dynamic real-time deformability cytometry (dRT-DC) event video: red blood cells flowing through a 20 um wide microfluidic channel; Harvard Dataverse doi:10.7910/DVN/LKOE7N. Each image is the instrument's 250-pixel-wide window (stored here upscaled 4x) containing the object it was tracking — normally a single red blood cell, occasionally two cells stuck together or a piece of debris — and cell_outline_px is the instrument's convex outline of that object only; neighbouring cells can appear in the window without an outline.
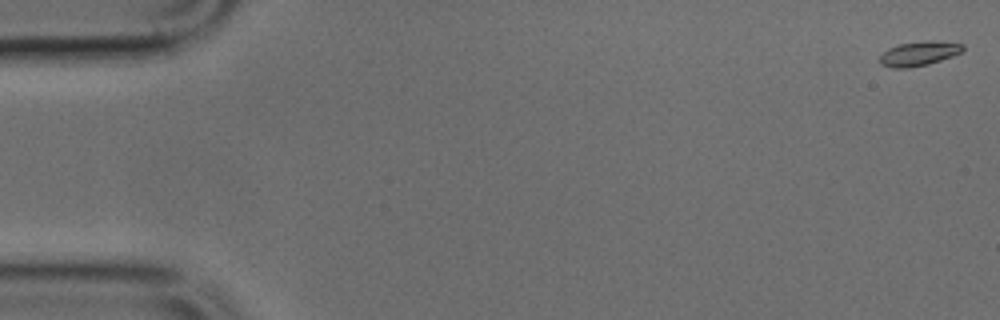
{"species": "common noctule bat (a hibernating species)", "species_latin": "Nyctalus noctula", "temperature_condition": "cold", "stored_images_in_passage": 17, "camera_frame_rate_fps": 3000, "um_per_image_px": 0.085, "animal": {"sex": "male", "body_mass_g": 17.9, "forearm_length_mm": 54.2}, "frame": {"image": 1, "passage_image": 1, "time_ms": 0.0, "image_size_px": [1000, 320], "cell_outline_px": [[964, 48], [960, 52], [952, 56], [928, 64], [908, 68], [892, 68], [880, 64], [880, 56], [888, 48], [900, 44], [924, 40], [932, 40], [964, 44]], "centroid_in_image_um": [78.1, 4.55], "position_along_channel_um": 6.9, "area_um2": 11.79}}
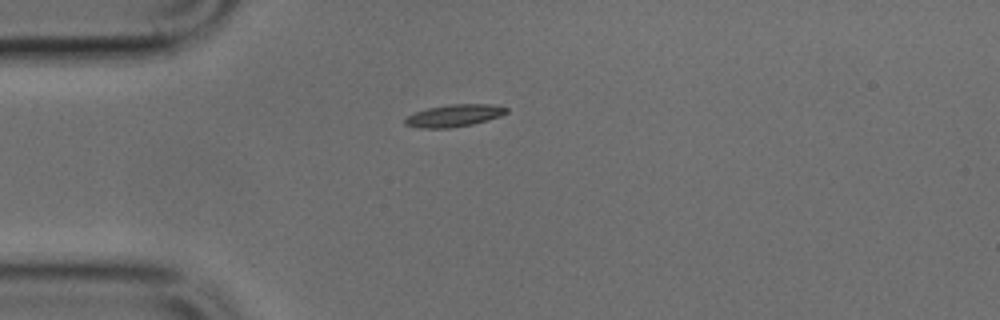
{"frame": {"image": 2, "passage_image": 13, "time_ms": 4.0, "image_size_px": [1000, 320], "cell_outline_px": [[508, 112], [500, 116], [488, 120], [472, 124], [448, 128], [420, 128], [404, 124], [404, 120], [408, 116], [416, 112], [428, 108], [448, 104], [488, 104], [508, 108]], "centroid_in_image_um": [38.6, 9.82], "position_along_channel_um": 46.4, "area_um2": 13.01}}